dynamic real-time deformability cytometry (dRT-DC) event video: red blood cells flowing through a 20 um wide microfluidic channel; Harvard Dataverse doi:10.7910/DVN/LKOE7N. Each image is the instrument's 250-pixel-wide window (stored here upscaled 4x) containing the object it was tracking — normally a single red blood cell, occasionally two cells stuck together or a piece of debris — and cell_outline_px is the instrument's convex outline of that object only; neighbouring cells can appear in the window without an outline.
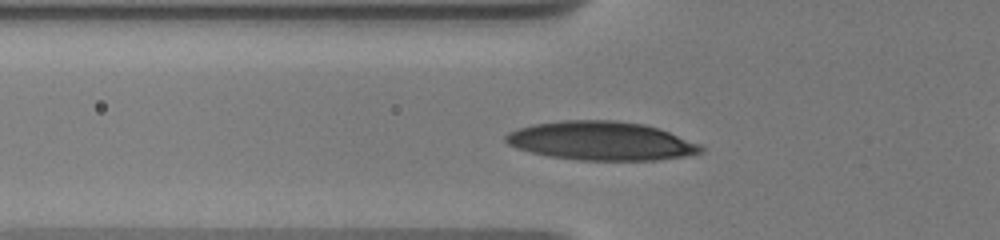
{"species": "human", "species_latin": "Homo sapiens", "temperature_condition": "warm", "stored_images_in_passage": 9, "camera_frame_rate_fps": 3000, "um_per_image_px": 0.085, "donor": {"sex": "male"}, "frame": {"image": 1, "passage_image": 8, "time_ms": 4.333, "image_size_px": [1000, 240], "cell_outline_px": [[704, 152], [684, 156], [656, 160], [580, 160], [548, 156], [516, 148], [508, 144], [504, 140], [504, 136], [508, 132], [532, 124], [564, 120], [616, 120], [644, 124], [660, 128], [700, 144], [704, 148]], "centroid_in_image_um": [51.1, 11.97], "position_along_channel_um": 74.7, "area_um2": 44.16}}